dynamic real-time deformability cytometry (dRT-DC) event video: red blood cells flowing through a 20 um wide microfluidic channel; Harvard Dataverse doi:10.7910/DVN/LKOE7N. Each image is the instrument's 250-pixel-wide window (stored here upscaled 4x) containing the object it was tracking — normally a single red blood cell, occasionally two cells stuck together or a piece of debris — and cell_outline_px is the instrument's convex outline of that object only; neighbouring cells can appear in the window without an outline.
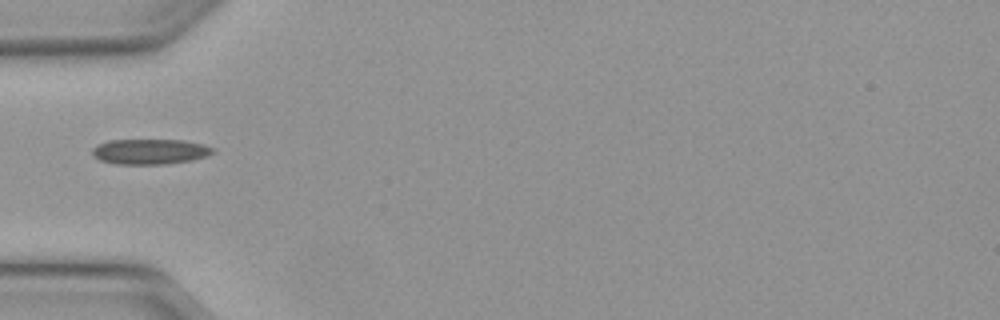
{"species": "Egyptian fruit bat (a non-hibernating species)", "species_latin": "Rousettus aegyptiacus", "temperature_condition": "warm", "stored_images_in_passage": 11, "camera_frame_rate_fps": 3000, "um_per_image_px": 0.085, "animal": {"sex": "female"}, "frame": {"image": 1, "passage_image": 1, "time_ms": 0.0, "image_size_px": [1000, 320], "cell_outline_px": [[216, 152], [208, 156], [192, 160], [168, 164], [116, 164], [100, 160], [92, 156], [92, 148], [96, 144], [108, 140], [184, 140], [204, 144], [212, 148]], "centroid_in_image_um": [12.74, 12.88], "position_along_channel_um": 72.3, "area_um2": 18.03}}
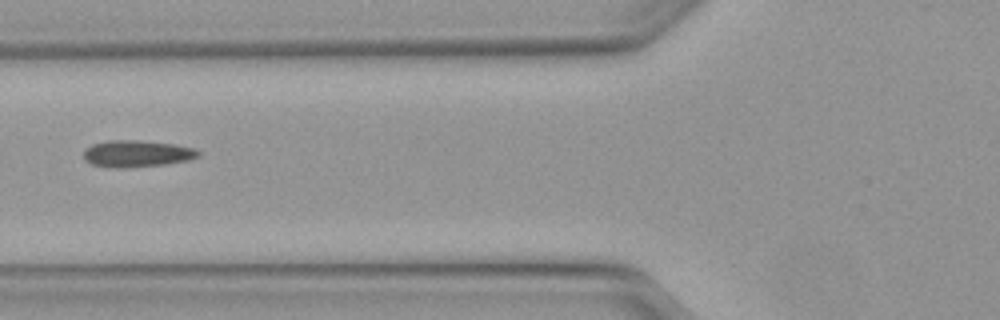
{"frame": {"image": 2, "passage_image": 4, "time_ms": 1.0, "image_size_px": [1000, 320], "cell_outline_px": [[200, 156], [188, 160], [164, 164], [120, 168], [108, 168], [92, 164], [84, 160], [84, 148], [92, 144], [108, 140], [140, 140], [172, 144], [192, 148], [200, 152]], "centroid_in_image_um": [11.57, 13.06], "position_along_channel_um": 114.2, "area_um2": 17.86}}